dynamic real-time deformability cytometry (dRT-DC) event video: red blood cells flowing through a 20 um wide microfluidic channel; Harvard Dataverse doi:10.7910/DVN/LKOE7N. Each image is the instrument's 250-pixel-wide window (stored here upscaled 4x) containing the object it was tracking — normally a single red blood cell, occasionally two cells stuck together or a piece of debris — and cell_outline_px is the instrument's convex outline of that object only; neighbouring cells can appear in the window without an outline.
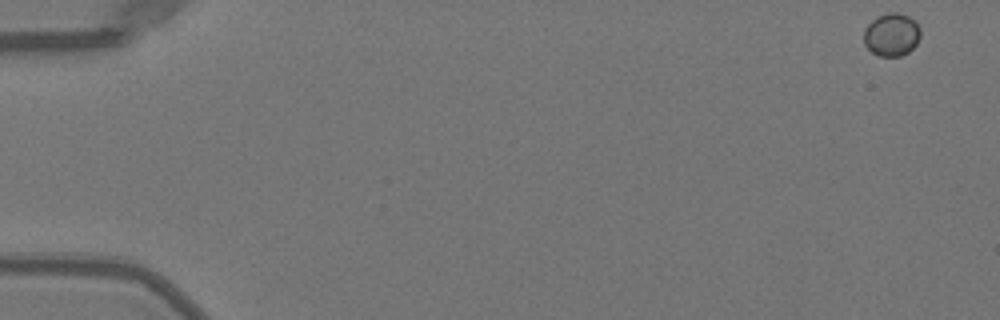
{"species": "Egyptian fruit bat (a non-hibernating species)", "species_latin": "Rousettus aegyptiacus", "temperature_condition": "warm", "stored_images_in_passage": 51, "camera_frame_rate_fps": 3000, "um_per_image_px": 0.085, "animal": {"sex": "female"}, "frame": {"image": 1, "passage_image": 1, "time_ms": 0.0, "image_size_px": [1000, 320], "cell_outline_px": [[920, 36], [916, 44], [908, 52], [900, 56], [880, 56], [872, 52], [864, 44], [864, 28], [872, 20], [888, 12], [896, 12], [908, 16], [916, 20], [920, 28]], "centroid_in_image_um": [75.79, 2.94], "position_along_channel_um": 9.2, "area_um2": 14.16}}
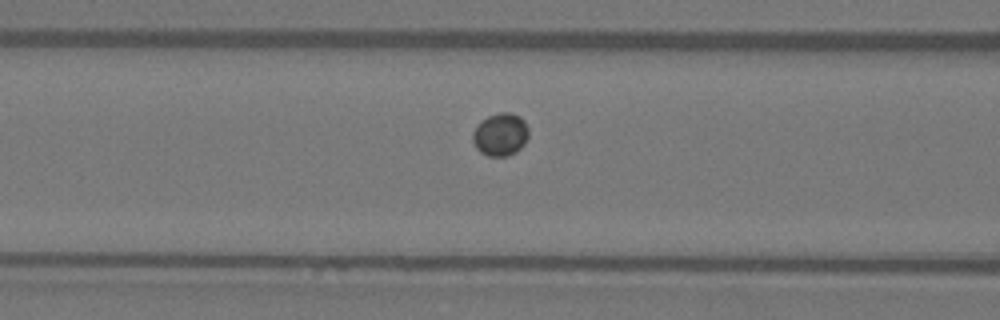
{"frame": {"image": 2, "passage_image": 21, "time_ms": 6.667, "image_size_px": [1000, 320], "cell_outline_px": [[528, 136], [524, 144], [516, 152], [508, 156], [488, 156], [480, 152], [476, 148], [472, 140], [472, 132], [480, 120], [488, 116], [500, 112], [512, 112], [520, 116], [524, 120], [528, 128]], "centroid_in_image_um": [42.52, 11.42], "position_along_channel_um": 124.1, "area_um2": 14.16}}
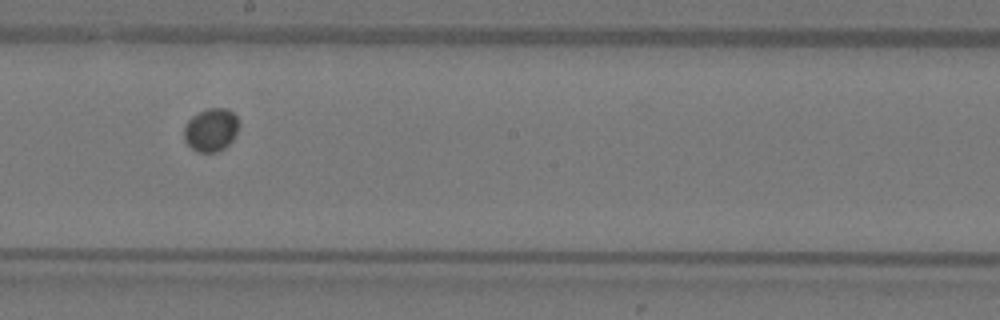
{"frame": {"image": 3, "passage_image": 29, "time_ms": 9.333, "image_size_px": [1000, 320], "cell_outline_px": [[240, 124], [236, 136], [220, 152], [196, 152], [184, 140], [184, 128], [188, 120], [192, 116], [208, 108], [228, 108], [236, 116]], "centroid_in_image_um": [17.96, 11.04], "position_along_channel_um": 230.2, "area_um2": 13.93}, "authors_computed_cell_mechanics": {"area_um2": 13.6408, "velocity_mm_per_s": 3.9907, "shape_relaxation_time_tau1_ms": 1.1949, "shape_relaxation_time_tau2_ms": null, "deformation_change_tau1": 0.0127, "deformation_change_tau2": null}}